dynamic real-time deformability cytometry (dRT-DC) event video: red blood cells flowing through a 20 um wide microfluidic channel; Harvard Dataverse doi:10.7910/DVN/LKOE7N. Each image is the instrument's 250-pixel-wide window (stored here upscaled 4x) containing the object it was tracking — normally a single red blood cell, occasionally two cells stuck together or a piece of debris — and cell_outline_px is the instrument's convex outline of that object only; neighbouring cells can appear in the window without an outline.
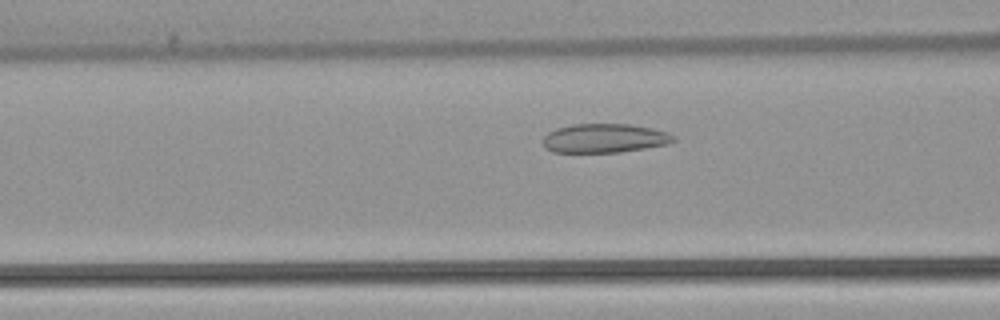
{"species": "common noctule bat (a hibernating species)", "species_latin": "Nyctalus noctula", "temperature_condition": "warm", "stored_images_in_passage": 48, "camera_frame_rate_fps": 3000, "um_per_image_px": 0.085, "animal": {"sex": "female", "body_mass_g": 22.7, "forearm_length_mm": 54.2}, "frame": {"image": 1, "passage_image": 16, "time_ms": 5.0, "image_size_px": [1000, 320], "cell_outline_px": [[676, 140], [668, 144], [620, 152], [552, 152], [544, 148], [544, 136], [548, 132], [556, 128], [572, 124], [628, 124], [652, 128], [668, 132], [676, 136]], "centroid_in_image_um": [51.39, 11.75], "position_along_channel_um": 115.2, "area_um2": 22.14}}
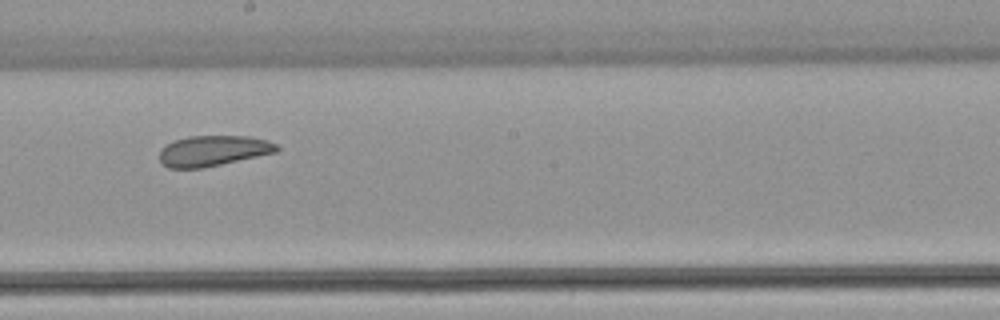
{"frame": {"image": 2, "passage_image": 25, "time_ms": 8.0, "image_size_px": [1000, 320], "cell_outline_px": [[280, 148], [276, 152], [204, 168], [168, 168], [160, 160], [160, 148], [176, 140], [188, 136], [248, 136], [268, 140], [276, 144]], "centroid_in_image_um": [18.12, 12.81], "position_along_channel_um": 230.1, "area_um2": 20.81}}
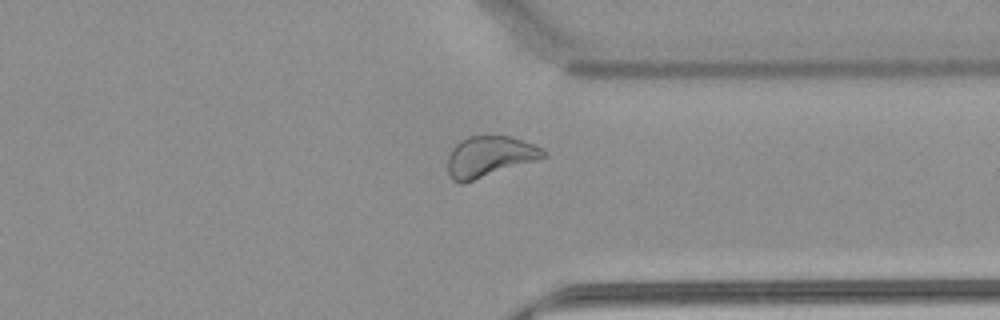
{"frame": {"image": 3, "passage_image": 36, "time_ms": 11.667, "image_size_px": [1000, 320], "cell_outline_px": [[548, 156], [464, 184], [460, 184], [452, 180], [448, 172], [448, 156], [452, 148], [460, 140], [468, 136], [512, 136], [536, 144], [548, 152]], "centroid_in_image_um": [41.62, 13.31], "position_along_channel_um": 369.8, "area_um2": 23.06}, "authors_computed_cell_mechanics": {"area_um2": 24.3627, "velocity_mm_per_s": 3.8328, "shape_relaxation_time_tau1_ms": null, "shape_relaxation_time_tau2_ms": 5.428, "deformation_change_tau1": null, "deformation_change_tau2": 0.116}}